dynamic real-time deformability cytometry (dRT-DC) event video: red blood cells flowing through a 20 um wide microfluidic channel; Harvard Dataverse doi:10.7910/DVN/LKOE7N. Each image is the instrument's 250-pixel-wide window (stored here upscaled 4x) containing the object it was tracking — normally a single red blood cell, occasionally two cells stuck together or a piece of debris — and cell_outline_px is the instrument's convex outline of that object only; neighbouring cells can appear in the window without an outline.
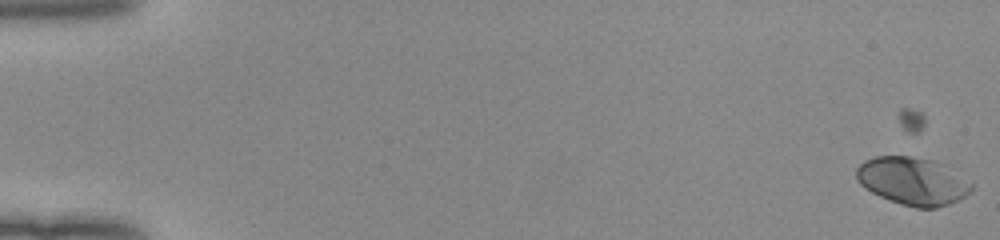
{"species": "human", "species_latin": "Homo sapiens", "temperature_condition": "room temperature", "stored_images_in_passage": 27, "camera_frame_rate_fps": 3000, "um_per_image_px": 0.085, "donor": {"sex": "female"}, "frame": {"image": 1, "passage_image": 4, "time_ms": 1.0, "image_size_px": [1000, 240], "cell_outline_px": [[972, 192], [948, 204], [936, 208], [916, 208], [880, 196], [864, 188], [856, 180], [856, 168], [864, 160], [876, 156], [908, 156], [932, 160], [972, 184]], "centroid_in_image_um": [77.5, 15.4], "position_along_channel_um": 7.5, "area_um2": 31.27}}
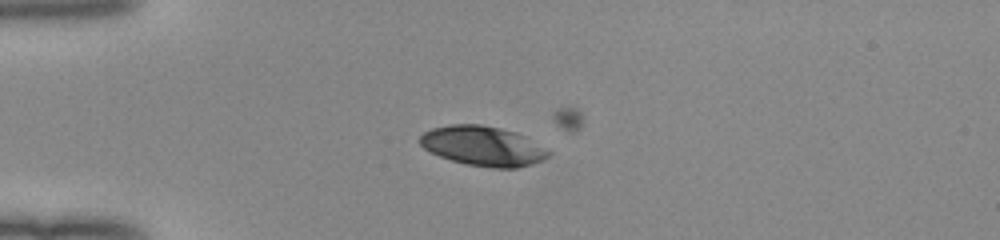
{"frame": {"image": 2, "passage_image": 18, "time_ms": 5.667, "image_size_px": [1000, 240], "cell_outline_px": [[552, 152], [548, 156], [532, 164], [516, 168], [492, 168], [464, 164], [440, 156], [424, 148], [420, 144], [420, 136], [424, 132], [432, 128], [452, 124], [480, 124], [500, 128], [516, 132], [524, 136]], "centroid_in_image_um": [41.04, 12.41], "position_along_channel_um": 44.0, "area_um2": 29.59}}
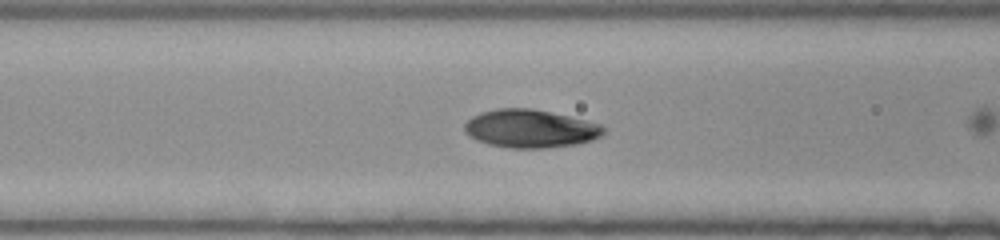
{"frame": {"image": 3, "passage_image": 26, "time_ms": 8.333, "image_size_px": [1000, 240], "cell_outline_px": [[608, 128], [604, 136], [592, 140], [576, 144], [544, 148], [508, 148], [488, 144], [476, 140], [468, 136], [464, 132], [464, 124], [472, 116], [480, 112], [496, 108], [532, 108], [588, 120], [600, 124]], "centroid_in_image_um": [45.1, 10.93], "position_along_channel_um": 121.5, "area_um2": 31.39}}